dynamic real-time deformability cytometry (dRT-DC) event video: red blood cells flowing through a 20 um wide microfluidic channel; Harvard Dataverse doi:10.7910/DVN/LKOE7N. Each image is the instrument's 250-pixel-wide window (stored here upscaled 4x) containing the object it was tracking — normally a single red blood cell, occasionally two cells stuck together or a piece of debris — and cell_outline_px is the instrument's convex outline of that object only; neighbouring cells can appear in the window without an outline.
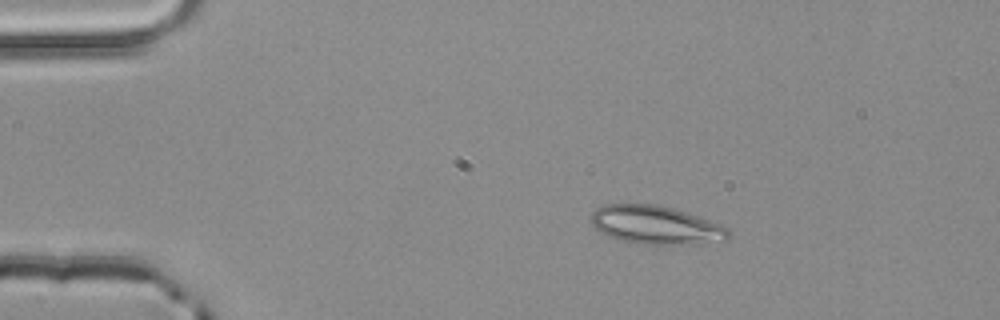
{"species": "common noctule bat (a hibernating species)", "species_latin": "Nyctalus noctula", "temperature_condition": "room temperature", "stored_images_in_passage": 2, "camera_frame_rate_fps": 3000, "um_per_image_px": 0.085, "animal": {"sex": "male", "body_mass_g": 20.4}, "frame": {"image": 1, "passage_image": 1, "time_ms": 0.0, "image_size_px": [1000, 320], "cell_outline_px": [[728, 236], [724, 240], [664, 244], [636, 244], [616, 240], [608, 236], [596, 228], [592, 224], [592, 212], [596, 208], [604, 204], [656, 204], [676, 208], [720, 224], [728, 228]], "centroid_in_image_um": [55.66, 19.1], "position_along_channel_um": 29.3, "area_um2": 30.4}}